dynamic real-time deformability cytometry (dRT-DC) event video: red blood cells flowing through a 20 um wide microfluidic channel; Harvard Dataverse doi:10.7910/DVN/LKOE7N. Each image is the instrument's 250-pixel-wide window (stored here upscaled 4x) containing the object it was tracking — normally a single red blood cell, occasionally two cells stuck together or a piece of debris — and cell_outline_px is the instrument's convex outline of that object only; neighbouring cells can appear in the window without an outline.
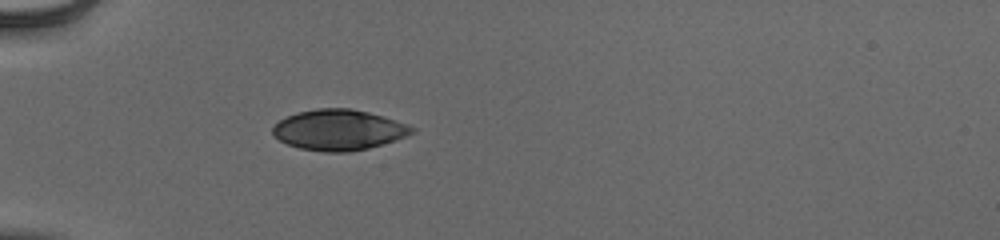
{"species": "human", "species_latin": "Homo sapiens", "temperature_condition": "cold", "stored_images_in_passage": 37, "camera_frame_rate_fps": 3000, "um_per_image_px": 0.085, "donor": {"sex": "male"}, "frame": {"image": 1, "passage_image": 1, "time_ms": 0.0, "image_size_px": [1000, 240], "cell_outline_px": [[416, 132], [368, 148], [348, 152], [324, 152], [300, 148], [288, 144], [280, 140], [272, 132], [272, 128], [280, 120], [296, 112], [316, 108], [352, 108], [384, 116], [408, 124], [416, 128]], "centroid_in_image_um": [28.8, 11.03], "position_along_channel_um": 56.2, "area_um2": 32.77}}
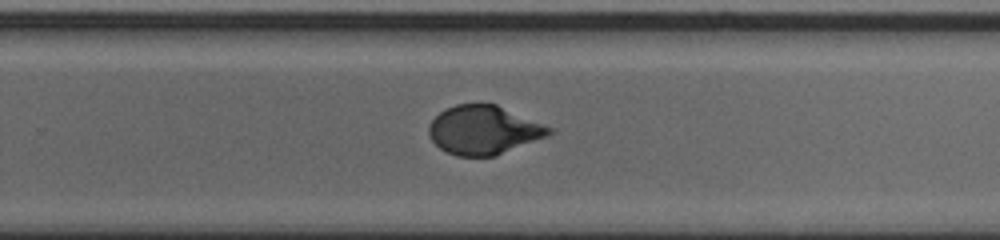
{"frame": {"image": 2, "passage_image": 20, "time_ms": 6.333, "image_size_px": [1000, 240], "cell_outline_px": [[552, 132], [548, 136], [496, 156], [456, 156], [440, 148], [428, 136], [428, 124], [440, 112], [456, 104], [496, 104], [552, 128]], "centroid_in_image_um": [41.09, 11.06], "position_along_channel_um": 288.7, "area_um2": 33.99}}
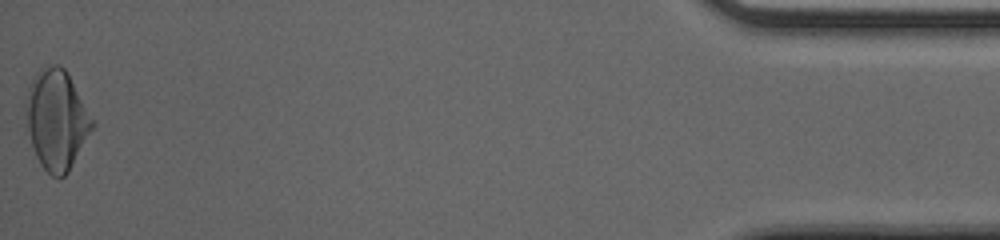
{"frame": {"image": 3, "passage_image": 37, "time_ms": 12.0, "image_size_px": [1000, 240], "cell_outline_px": [[96, 124], [68, 172], [64, 176], [52, 176], [40, 164], [36, 156], [24, 124], [24, 108], [28, 88], [36, 72], [44, 64], [60, 64], [68, 72]], "centroid_in_image_um": [4.79, 10.13], "position_along_channel_um": 430.4, "area_um2": 39.19}, "authors_computed_cell_mechanics": {"area_um2": 34.6222, "velocity_mm_per_s": 3.9356, "shape_relaxation_time_tau1_ms": 4.0247, "shape_relaxation_time_tau2_ms": null, "deformation_change_tau1": 0.1655, "deformation_change_tau2": null}}